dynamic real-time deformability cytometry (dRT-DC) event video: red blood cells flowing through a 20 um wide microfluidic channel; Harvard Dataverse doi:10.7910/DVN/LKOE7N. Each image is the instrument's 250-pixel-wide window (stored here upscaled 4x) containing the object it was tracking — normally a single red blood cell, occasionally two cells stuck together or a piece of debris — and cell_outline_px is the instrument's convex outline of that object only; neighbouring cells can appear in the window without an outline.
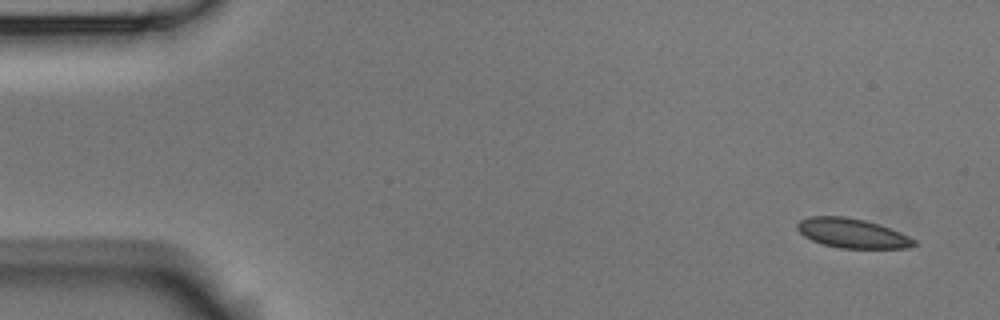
{"species": "Egyptian fruit bat (a non-hibernating species)", "species_latin": "Rousettus aegyptiacus", "temperature_condition": "room temperature", "stored_images_in_passage": 4, "camera_frame_rate_fps": 3000, "um_per_image_px": 0.085, "animal": {"sex": "male"}, "frame": {"image": 1, "passage_image": 1, "time_ms": 0.0, "image_size_px": [1000, 320], "cell_outline_px": [[920, 244], [912, 248], [840, 248], [824, 244], [812, 240], [804, 236], [796, 228], [796, 224], [800, 220], [812, 216], [844, 216], [864, 220], [880, 224], [900, 232], [916, 240]], "centroid_in_image_um": [72.48, 19.83], "position_along_channel_um": 12.5, "area_um2": 20.17}}
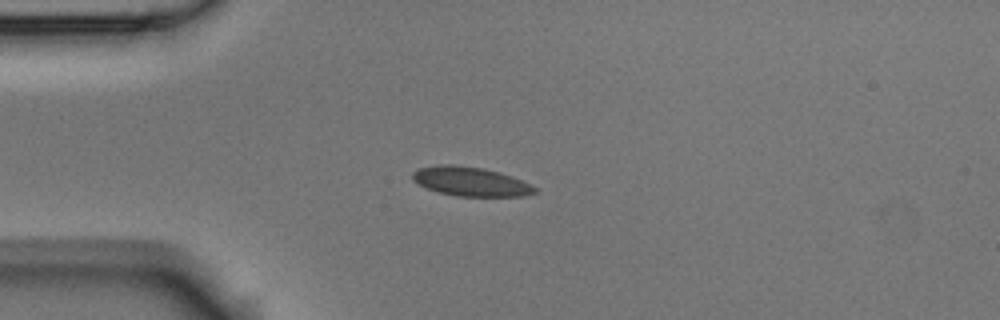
{"frame": {"image": 2, "passage_image": 4, "time_ms": 3.667, "image_size_px": [1000, 320], "cell_outline_px": [[536, 192], [524, 196], [456, 196], [440, 192], [428, 188], [412, 180], [412, 172], [420, 168], [440, 164], [452, 164], [480, 168], [512, 176], [536, 188]], "centroid_in_image_um": [39.97, 15.43], "position_along_channel_um": 45.0, "area_um2": 20.35}}